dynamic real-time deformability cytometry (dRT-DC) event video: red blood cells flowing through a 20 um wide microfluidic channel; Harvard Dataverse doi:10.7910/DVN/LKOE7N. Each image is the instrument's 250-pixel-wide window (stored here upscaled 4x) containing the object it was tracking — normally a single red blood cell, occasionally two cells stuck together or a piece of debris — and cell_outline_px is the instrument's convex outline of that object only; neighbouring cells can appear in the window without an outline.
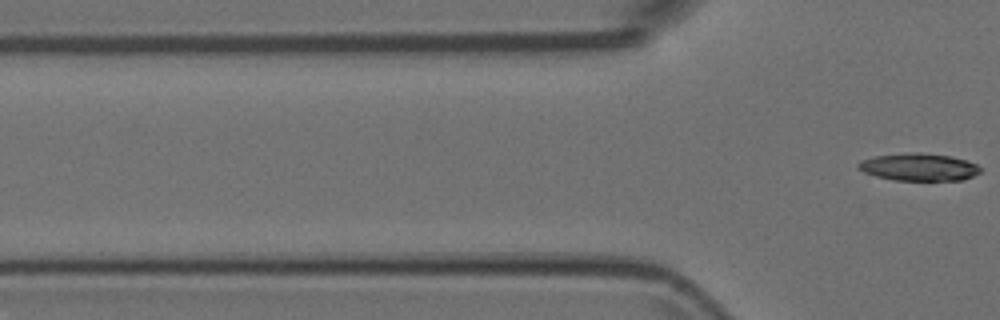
{"species": "Egyptian fruit bat (a non-hibernating species)", "species_latin": "Rousettus aegyptiacus", "temperature_condition": "room temperature", "stored_images_in_passage": 6, "segment_of_instrument_passage": [2, 2], "camera_frame_rate_fps": 3000, "um_per_image_px": 0.085, "animal": {"sex": "female"}, "frame": {"image": 1, "passage_image": 6, "time_ms": 1.667, "image_size_px": [1000, 320], "cell_outline_px": [[980, 172], [964, 180], [896, 180], [876, 176], [864, 172], [856, 168], [856, 164], [860, 160], [872, 156], [904, 152], [924, 152], [952, 156], [968, 160], [976, 164], [980, 168]], "centroid_in_image_um": [78.07, 14.17], "position_along_channel_um": 47.7, "area_um2": 19.88}}